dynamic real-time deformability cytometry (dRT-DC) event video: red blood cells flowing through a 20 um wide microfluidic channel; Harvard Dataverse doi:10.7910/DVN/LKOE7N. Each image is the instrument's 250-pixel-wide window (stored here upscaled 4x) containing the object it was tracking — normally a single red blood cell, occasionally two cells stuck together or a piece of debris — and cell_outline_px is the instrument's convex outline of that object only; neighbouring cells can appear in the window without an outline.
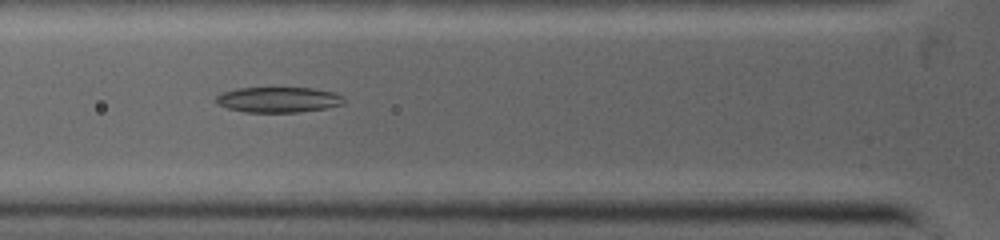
{"species": "common noctule bat (a hibernating species)", "species_latin": "Nyctalus noctula", "temperature_condition": "warm", "stored_images_in_passage": 4, "camera_frame_rate_fps": 5000, "um_per_image_px": 0.085, "animal": {"sex": "female", "body_mass_g": 19.0, "forearm_length_mm": 53.3}, "frame": {"image": 1, "passage_image": 3, "time_ms": 1.8, "image_size_px": [1000, 240], "cell_outline_px": [[344, 104], [324, 108], [300, 112], [244, 112], [228, 108], [216, 104], [216, 96], [224, 92], [236, 88], [312, 88], [332, 92], [344, 96]], "centroid_in_image_um": [23.65, 8.47], "position_along_channel_um": 102.1, "area_um2": 18.9}}
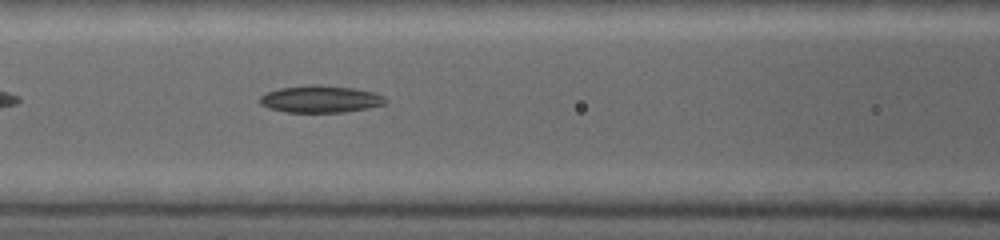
{"frame": {"image": 2, "passage_image": 4, "time_ms": 2.6, "image_size_px": [1000, 240], "cell_outline_px": [[388, 100], [384, 104], [368, 108], [344, 112], [284, 112], [268, 108], [260, 104], [260, 96], [264, 92], [280, 88], [312, 84], [316, 84], [352, 88], [372, 92], [384, 96]], "centroid_in_image_um": [27.2, 8.42], "position_along_channel_um": 139.4, "area_um2": 19.88}}